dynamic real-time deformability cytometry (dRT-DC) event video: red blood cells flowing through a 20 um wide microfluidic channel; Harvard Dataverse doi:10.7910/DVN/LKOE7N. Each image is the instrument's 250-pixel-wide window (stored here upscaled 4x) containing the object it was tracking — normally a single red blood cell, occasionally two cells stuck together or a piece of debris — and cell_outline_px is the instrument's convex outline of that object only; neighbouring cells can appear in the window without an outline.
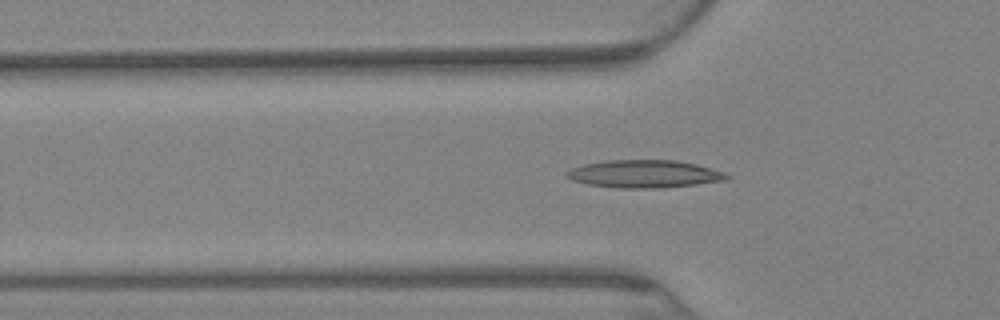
{"species": "Egyptian fruit bat (a non-hibernating species)", "species_latin": "Rousettus aegyptiacus", "temperature_condition": "warm", "stored_images_in_passage": 66, "camera_frame_rate_fps": 3000, "um_per_image_px": 0.085, "animal": {"sex": "female"}, "frame": {"image": 1, "passage_image": 25, "time_ms": 8.0, "image_size_px": [1000, 320], "cell_outline_px": [[732, 176], [724, 180], [696, 184], [660, 188], [616, 188], [588, 184], [572, 180], [564, 172], [572, 168], [584, 164], [604, 160], [676, 160], [696, 164], [724, 172]], "centroid_in_image_um": [54.75, 14.78], "position_along_channel_um": 71.0, "area_um2": 25.78}}
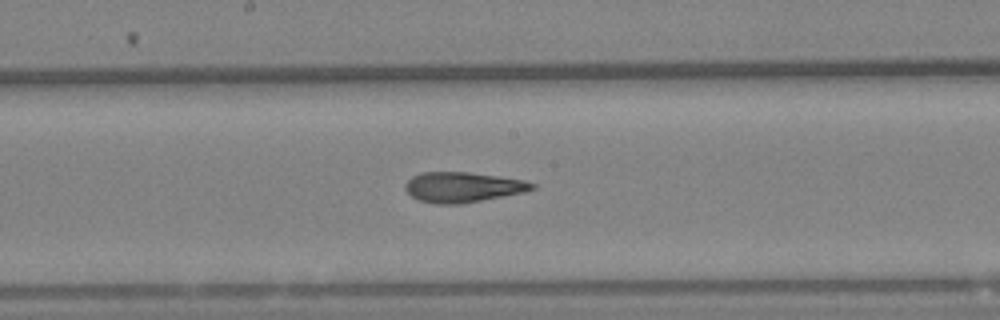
{"frame": {"image": 2, "passage_image": 40, "time_ms": 13.0, "image_size_px": [1000, 320], "cell_outline_px": [[536, 188], [524, 192], [464, 204], [436, 204], [420, 200], [412, 196], [404, 188], [404, 184], [412, 176], [420, 172], [468, 172], [524, 180], [536, 184]], "centroid_in_image_um": [39.33, 15.91], "position_along_channel_um": 208.9, "area_um2": 22.37}}
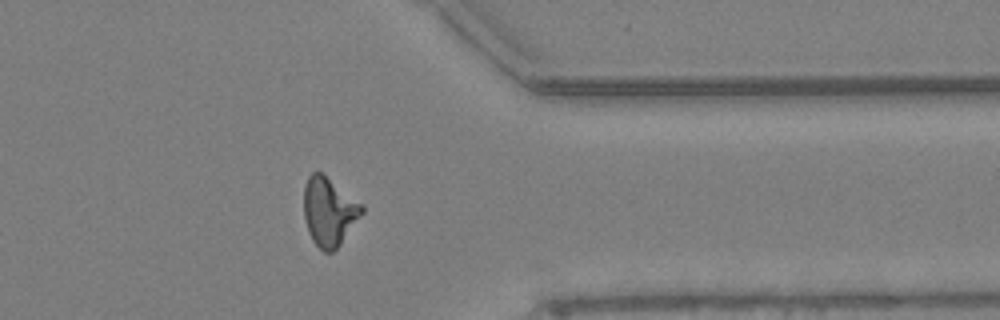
{"frame": {"image": 3, "passage_image": 60, "time_ms": 19.667, "image_size_px": [1000, 320], "cell_outline_px": [[364, 212], [340, 244], [332, 252], [324, 252], [312, 240], [308, 232], [304, 216], [304, 188], [308, 176], [312, 172], [320, 172], [364, 204]], "centroid_in_image_um": [27.98, 17.98], "position_along_channel_um": 383.4, "area_um2": 23.06}}